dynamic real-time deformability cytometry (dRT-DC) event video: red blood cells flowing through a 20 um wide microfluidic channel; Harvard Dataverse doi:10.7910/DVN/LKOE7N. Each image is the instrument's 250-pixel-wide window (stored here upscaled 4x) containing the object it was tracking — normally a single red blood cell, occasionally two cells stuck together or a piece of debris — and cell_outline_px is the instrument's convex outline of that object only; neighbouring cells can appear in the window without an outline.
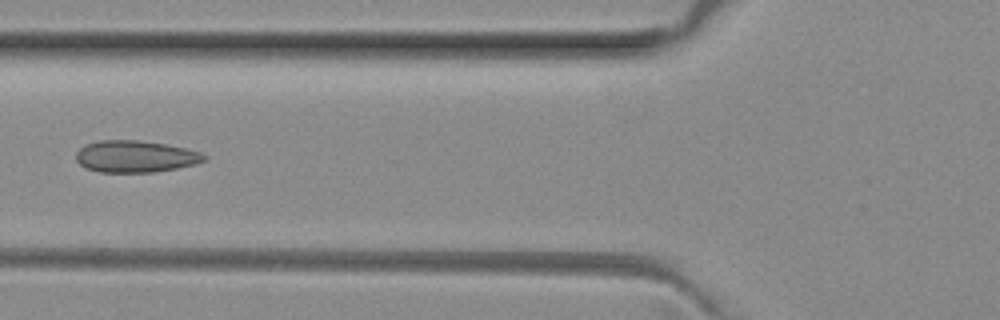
{"species": "common noctule bat (a hibernating species)", "species_latin": "Nyctalus noctula", "temperature_condition": "room temperature", "stored_images_in_passage": 5, "camera_frame_rate_fps": 3000, "um_per_image_px": 0.085, "animal": {"sex": "female", "body_mass_g": 29.2, "forearm_length_mm": 56.3}, "frame": {"image": 1, "passage_image": 5, "time_ms": 1.333, "image_size_px": [1000, 320], "cell_outline_px": [[208, 156], [204, 160], [196, 164], [176, 168], [152, 172], [100, 172], [84, 168], [76, 160], [76, 152], [80, 148], [88, 144], [100, 140], [136, 140], [164, 144], [184, 148], [200, 152]], "centroid_in_image_um": [11.49, 13.3], "position_along_channel_um": 114.3, "area_um2": 23.58}}